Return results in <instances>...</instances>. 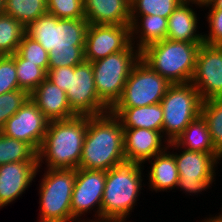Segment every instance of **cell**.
Segmentation results:
<instances>
[{"label": "cell", "mask_w": 222, "mask_h": 222, "mask_svg": "<svg viewBox=\"0 0 222 222\" xmlns=\"http://www.w3.org/2000/svg\"><path fill=\"white\" fill-rule=\"evenodd\" d=\"M110 112L120 120L122 128H145L162 133L163 108L160 103L142 107H112Z\"/></svg>", "instance_id": "cell-23"}, {"label": "cell", "mask_w": 222, "mask_h": 222, "mask_svg": "<svg viewBox=\"0 0 222 222\" xmlns=\"http://www.w3.org/2000/svg\"><path fill=\"white\" fill-rule=\"evenodd\" d=\"M17 52L24 59L35 63L48 72L49 54L39 42L25 34L19 44Z\"/></svg>", "instance_id": "cell-32"}, {"label": "cell", "mask_w": 222, "mask_h": 222, "mask_svg": "<svg viewBox=\"0 0 222 222\" xmlns=\"http://www.w3.org/2000/svg\"><path fill=\"white\" fill-rule=\"evenodd\" d=\"M145 163L150 164L148 168L150 171L148 170V174H146L150 191L170 192L177 188L179 173L175 157L168 149Z\"/></svg>", "instance_id": "cell-22"}, {"label": "cell", "mask_w": 222, "mask_h": 222, "mask_svg": "<svg viewBox=\"0 0 222 222\" xmlns=\"http://www.w3.org/2000/svg\"><path fill=\"white\" fill-rule=\"evenodd\" d=\"M171 83L141 58L132 68L122 95L113 107H142L160 103Z\"/></svg>", "instance_id": "cell-10"}, {"label": "cell", "mask_w": 222, "mask_h": 222, "mask_svg": "<svg viewBox=\"0 0 222 222\" xmlns=\"http://www.w3.org/2000/svg\"><path fill=\"white\" fill-rule=\"evenodd\" d=\"M14 90H21L16 74L14 54L0 56V95Z\"/></svg>", "instance_id": "cell-34"}, {"label": "cell", "mask_w": 222, "mask_h": 222, "mask_svg": "<svg viewBox=\"0 0 222 222\" xmlns=\"http://www.w3.org/2000/svg\"><path fill=\"white\" fill-rule=\"evenodd\" d=\"M40 177L37 222H77L71 211L76 169L44 168Z\"/></svg>", "instance_id": "cell-6"}, {"label": "cell", "mask_w": 222, "mask_h": 222, "mask_svg": "<svg viewBox=\"0 0 222 222\" xmlns=\"http://www.w3.org/2000/svg\"><path fill=\"white\" fill-rule=\"evenodd\" d=\"M203 43L164 39L141 51V59L171 84L191 81Z\"/></svg>", "instance_id": "cell-5"}, {"label": "cell", "mask_w": 222, "mask_h": 222, "mask_svg": "<svg viewBox=\"0 0 222 222\" xmlns=\"http://www.w3.org/2000/svg\"><path fill=\"white\" fill-rule=\"evenodd\" d=\"M140 58L141 52L131 44L126 50L92 62L97 95L109 109L120 99L130 72Z\"/></svg>", "instance_id": "cell-8"}, {"label": "cell", "mask_w": 222, "mask_h": 222, "mask_svg": "<svg viewBox=\"0 0 222 222\" xmlns=\"http://www.w3.org/2000/svg\"><path fill=\"white\" fill-rule=\"evenodd\" d=\"M190 82L203 101L222 98V46L201 44Z\"/></svg>", "instance_id": "cell-14"}, {"label": "cell", "mask_w": 222, "mask_h": 222, "mask_svg": "<svg viewBox=\"0 0 222 222\" xmlns=\"http://www.w3.org/2000/svg\"><path fill=\"white\" fill-rule=\"evenodd\" d=\"M126 162L145 164L155 155L164 152L169 141L159 131L145 128H123Z\"/></svg>", "instance_id": "cell-17"}, {"label": "cell", "mask_w": 222, "mask_h": 222, "mask_svg": "<svg viewBox=\"0 0 222 222\" xmlns=\"http://www.w3.org/2000/svg\"><path fill=\"white\" fill-rule=\"evenodd\" d=\"M190 1L183 0L168 17L167 39L181 42L204 43L199 32V17ZM194 8V9H193Z\"/></svg>", "instance_id": "cell-19"}, {"label": "cell", "mask_w": 222, "mask_h": 222, "mask_svg": "<svg viewBox=\"0 0 222 222\" xmlns=\"http://www.w3.org/2000/svg\"><path fill=\"white\" fill-rule=\"evenodd\" d=\"M125 162L124 131L120 120L110 111L98 116H87L79 168L108 171Z\"/></svg>", "instance_id": "cell-2"}, {"label": "cell", "mask_w": 222, "mask_h": 222, "mask_svg": "<svg viewBox=\"0 0 222 222\" xmlns=\"http://www.w3.org/2000/svg\"><path fill=\"white\" fill-rule=\"evenodd\" d=\"M47 13L58 19H85L84 0H46Z\"/></svg>", "instance_id": "cell-31"}, {"label": "cell", "mask_w": 222, "mask_h": 222, "mask_svg": "<svg viewBox=\"0 0 222 222\" xmlns=\"http://www.w3.org/2000/svg\"><path fill=\"white\" fill-rule=\"evenodd\" d=\"M66 96L77 116H98L110 111L97 95L92 63L86 60L69 66Z\"/></svg>", "instance_id": "cell-11"}, {"label": "cell", "mask_w": 222, "mask_h": 222, "mask_svg": "<svg viewBox=\"0 0 222 222\" xmlns=\"http://www.w3.org/2000/svg\"><path fill=\"white\" fill-rule=\"evenodd\" d=\"M47 78L60 89L67 92L69 80V66L48 69Z\"/></svg>", "instance_id": "cell-36"}, {"label": "cell", "mask_w": 222, "mask_h": 222, "mask_svg": "<svg viewBox=\"0 0 222 222\" xmlns=\"http://www.w3.org/2000/svg\"><path fill=\"white\" fill-rule=\"evenodd\" d=\"M173 142L178 147L190 151L219 153L213 146L206 121L201 115L193 120Z\"/></svg>", "instance_id": "cell-24"}, {"label": "cell", "mask_w": 222, "mask_h": 222, "mask_svg": "<svg viewBox=\"0 0 222 222\" xmlns=\"http://www.w3.org/2000/svg\"><path fill=\"white\" fill-rule=\"evenodd\" d=\"M30 99L49 121L67 120L77 116L69 106L66 92L48 78L30 94Z\"/></svg>", "instance_id": "cell-18"}, {"label": "cell", "mask_w": 222, "mask_h": 222, "mask_svg": "<svg viewBox=\"0 0 222 222\" xmlns=\"http://www.w3.org/2000/svg\"><path fill=\"white\" fill-rule=\"evenodd\" d=\"M131 44L130 25L89 24L85 37V60L95 62L126 50Z\"/></svg>", "instance_id": "cell-15"}, {"label": "cell", "mask_w": 222, "mask_h": 222, "mask_svg": "<svg viewBox=\"0 0 222 222\" xmlns=\"http://www.w3.org/2000/svg\"><path fill=\"white\" fill-rule=\"evenodd\" d=\"M167 149L175 157L179 173L177 185L179 191H183L186 195L189 194L188 196H198V194L212 188L211 186L216 181L217 168L222 160L220 153L190 151L178 147L173 141L169 142Z\"/></svg>", "instance_id": "cell-7"}, {"label": "cell", "mask_w": 222, "mask_h": 222, "mask_svg": "<svg viewBox=\"0 0 222 222\" xmlns=\"http://www.w3.org/2000/svg\"><path fill=\"white\" fill-rule=\"evenodd\" d=\"M11 162H38L37 152L29 144L0 133V166Z\"/></svg>", "instance_id": "cell-26"}, {"label": "cell", "mask_w": 222, "mask_h": 222, "mask_svg": "<svg viewBox=\"0 0 222 222\" xmlns=\"http://www.w3.org/2000/svg\"><path fill=\"white\" fill-rule=\"evenodd\" d=\"M183 0H130V15H159L168 18Z\"/></svg>", "instance_id": "cell-30"}, {"label": "cell", "mask_w": 222, "mask_h": 222, "mask_svg": "<svg viewBox=\"0 0 222 222\" xmlns=\"http://www.w3.org/2000/svg\"><path fill=\"white\" fill-rule=\"evenodd\" d=\"M30 98L24 90H14L0 95V129Z\"/></svg>", "instance_id": "cell-33"}, {"label": "cell", "mask_w": 222, "mask_h": 222, "mask_svg": "<svg viewBox=\"0 0 222 222\" xmlns=\"http://www.w3.org/2000/svg\"><path fill=\"white\" fill-rule=\"evenodd\" d=\"M205 18L209 29L203 32L204 44L222 46V9H209Z\"/></svg>", "instance_id": "cell-35"}, {"label": "cell", "mask_w": 222, "mask_h": 222, "mask_svg": "<svg viewBox=\"0 0 222 222\" xmlns=\"http://www.w3.org/2000/svg\"><path fill=\"white\" fill-rule=\"evenodd\" d=\"M205 218L202 219L200 222H222V211L221 213H218V215L217 214L215 216L210 215L208 218L207 217Z\"/></svg>", "instance_id": "cell-38"}, {"label": "cell", "mask_w": 222, "mask_h": 222, "mask_svg": "<svg viewBox=\"0 0 222 222\" xmlns=\"http://www.w3.org/2000/svg\"><path fill=\"white\" fill-rule=\"evenodd\" d=\"M144 167L140 163L125 162L106 171L101 217L130 218L141 190L147 185L143 182Z\"/></svg>", "instance_id": "cell-4"}, {"label": "cell", "mask_w": 222, "mask_h": 222, "mask_svg": "<svg viewBox=\"0 0 222 222\" xmlns=\"http://www.w3.org/2000/svg\"><path fill=\"white\" fill-rule=\"evenodd\" d=\"M187 1L193 3L194 6H196V8L198 7L203 10V7L209 5L213 0H187Z\"/></svg>", "instance_id": "cell-39"}, {"label": "cell", "mask_w": 222, "mask_h": 222, "mask_svg": "<svg viewBox=\"0 0 222 222\" xmlns=\"http://www.w3.org/2000/svg\"><path fill=\"white\" fill-rule=\"evenodd\" d=\"M87 130V116L50 121L37 153L38 169H77Z\"/></svg>", "instance_id": "cell-3"}, {"label": "cell", "mask_w": 222, "mask_h": 222, "mask_svg": "<svg viewBox=\"0 0 222 222\" xmlns=\"http://www.w3.org/2000/svg\"><path fill=\"white\" fill-rule=\"evenodd\" d=\"M86 19H58L45 13L26 28V35L49 54L48 69L76 66L85 61Z\"/></svg>", "instance_id": "cell-1"}, {"label": "cell", "mask_w": 222, "mask_h": 222, "mask_svg": "<svg viewBox=\"0 0 222 222\" xmlns=\"http://www.w3.org/2000/svg\"><path fill=\"white\" fill-rule=\"evenodd\" d=\"M83 218L81 222H127V218H112V217H99V218H93L87 219Z\"/></svg>", "instance_id": "cell-37"}, {"label": "cell", "mask_w": 222, "mask_h": 222, "mask_svg": "<svg viewBox=\"0 0 222 222\" xmlns=\"http://www.w3.org/2000/svg\"><path fill=\"white\" fill-rule=\"evenodd\" d=\"M204 9H222V0H213L209 5L204 6Z\"/></svg>", "instance_id": "cell-40"}, {"label": "cell", "mask_w": 222, "mask_h": 222, "mask_svg": "<svg viewBox=\"0 0 222 222\" xmlns=\"http://www.w3.org/2000/svg\"><path fill=\"white\" fill-rule=\"evenodd\" d=\"M25 27L12 16L0 15V56L13 55L17 52Z\"/></svg>", "instance_id": "cell-27"}, {"label": "cell", "mask_w": 222, "mask_h": 222, "mask_svg": "<svg viewBox=\"0 0 222 222\" xmlns=\"http://www.w3.org/2000/svg\"><path fill=\"white\" fill-rule=\"evenodd\" d=\"M45 13L46 0H5L4 14L12 16L25 28Z\"/></svg>", "instance_id": "cell-25"}, {"label": "cell", "mask_w": 222, "mask_h": 222, "mask_svg": "<svg viewBox=\"0 0 222 222\" xmlns=\"http://www.w3.org/2000/svg\"><path fill=\"white\" fill-rule=\"evenodd\" d=\"M5 0H0V15L4 13Z\"/></svg>", "instance_id": "cell-41"}, {"label": "cell", "mask_w": 222, "mask_h": 222, "mask_svg": "<svg viewBox=\"0 0 222 222\" xmlns=\"http://www.w3.org/2000/svg\"><path fill=\"white\" fill-rule=\"evenodd\" d=\"M49 120L29 98L26 103L12 115L0 133L6 137L29 144L37 153L43 143Z\"/></svg>", "instance_id": "cell-13"}, {"label": "cell", "mask_w": 222, "mask_h": 222, "mask_svg": "<svg viewBox=\"0 0 222 222\" xmlns=\"http://www.w3.org/2000/svg\"><path fill=\"white\" fill-rule=\"evenodd\" d=\"M14 61L19 88L31 94L47 78V72L35 63L24 59L18 52L14 53Z\"/></svg>", "instance_id": "cell-29"}, {"label": "cell", "mask_w": 222, "mask_h": 222, "mask_svg": "<svg viewBox=\"0 0 222 222\" xmlns=\"http://www.w3.org/2000/svg\"><path fill=\"white\" fill-rule=\"evenodd\" d=\"M202 98L191 82L171 84L160 104L162 135L172 142L201 115Z\"/></svg>", "instance_id": "cell-9"}, {"label": "cell", "mask_w": 222, "mask_h": 222, "mask_svg": "<svg viewBox=\"0 0 222 222\" xmlns=\"http://www.w3.org/2000/svg\"><path fill=\"white\" fill-rule=\"evenodd\" d=\"M167 30L168 18L159 15H130L131 43L140 52L147 46L166 39Z\"/></svg>", "instance_id": "cell-21"}, {"label": "cell", "mask_w": 222, "mask_h": 222, "mask_svg": "<svg viewBox=\"0 0 222 222\" xmlns=\"http://www.w3.org/2000/svg\"><path fill=\"white\" fill-rule=\"evenodd\" d=\"M201 116L206 121L213 146L222 155V98L203 101Z\"/></svg>", "instance_id": "cell-28"}, {"label": "cell", "mask_w": 222, "mask_h": 222, "mask_svg": "<svg viewBox=\"0 0 222 222\" xmlns=\"http://www.w3.org/2000/svg\"><path fill=\"white\" fill-rule=\"evenodd\" d=\"M40 171L38 162H11L0 166V209L22 196Z\"/></svg>", "instance_id": "cell-16"}, {"label": "cell", "mask_w": 222, "mask_h": 222, "mask_svg": "<svg viewBox=\"0 0 222 222\" xmlns=\"http://www.w3.org/2000/svg\"><path fill=\"white\" fill-rule=\"evenodd\" d=\"M89 24L130 25V0H84Z\"/></svg>", "instance_id": "cell-20"}, {"label": "cell", "mask_w": 222, "mask_h": 222, "mask_svg": "<svg viewBox=\"0 0 222 222\" xmlns=\"http://www.w3.org/2000/svg\"><path fill=\"white\" fill-rule=\"evenodd\" d=\"M106 181V171L76 169L75 184L71 198L72 217L81 222L82 215L101 217V205ZM86 213V214H85Z\"/></svg>", "instance_id": "cell-12"}]
</instances>
